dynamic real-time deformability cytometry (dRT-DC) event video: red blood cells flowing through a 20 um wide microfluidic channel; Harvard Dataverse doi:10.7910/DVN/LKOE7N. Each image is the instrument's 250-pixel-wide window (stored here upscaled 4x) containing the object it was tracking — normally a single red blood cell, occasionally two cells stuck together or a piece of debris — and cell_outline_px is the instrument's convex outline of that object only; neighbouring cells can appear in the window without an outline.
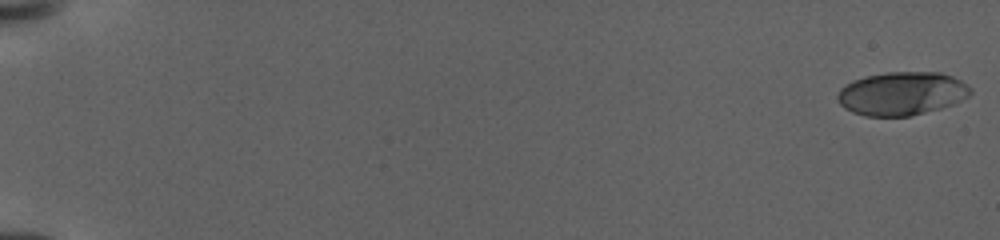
{"species": "human", "species_latin": "Homo sapiens", "temperature_condition": "warm", "stored_images_in_passage": 34, "camera_frame_rate_fps": 3000, "um_per_image_px": 0.085, "donor": {"sex": "female"}, "frame": {"image": 1, "passage_image": 1, "time_ms": 0.0, "image_size_px": [1000, 240], "cell_outline_px": [[972, 92], [968, 96], [952, 104], [940, 108], [912, 116], [864, 116], [852, 112], [844, 108], [836, 100], [836, 96], [840, 88], [844, 84], [852, 80], [864, 76], [888, 72], [940, 72], [952, 76], [968, 84], [972, 88]], "centroid_in_image_um": [76.62, 7.94], "position_along_channel_um": 8.4, "area_um2": 33.93}}
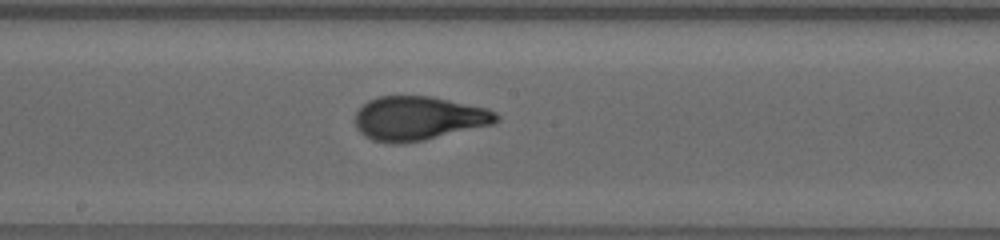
{"frame": {"image": 2, "passage_image": 19, "time_ms": 14.0, "image_size_px": [1000, 240], "cell_outline_px": [[500, 120], [492, 124], [424, 140], [400, 144], [396, 144], [372, 140], [364, 136], [356, 128], [356, 112], [368, 100], [376, 96], [432, 96], [488, 108], [496, 112], [500, 116]], "centroid_in_image_um": [35.58, 10.05], "position_along_channel_um": 212.6, "area_um2": 36.3}}
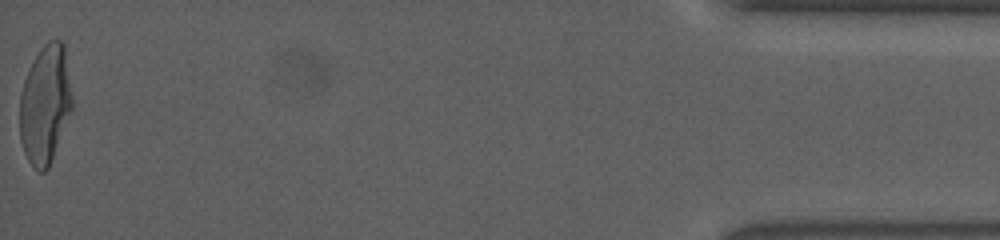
{"frame": {"image": 3, "passage_image": 34, "time_ms": 24.333, "image_size_px": [1000, 240], "cell_outline_px": [[72, 108], [48, 168], [44, 172], [40, 172], [28, 160], [24, 152], [20, 140], [20, 96], [24, 80], [40, 48], [48, 40], [60, 40], [64, 44], [72, 96]], "centroid_in_image_um": [3.83, 8.86], "position_along_channel_um": 431.4, "area_um2": 35.72}, "authors_computed_cell_mechanics": {"area_um2": 35.0557, "velocity_mm_per_s": 2.9148, "shape_relaxation_time_tau1_ms": 6.4734, "shape_relaxation_time_tau2_ms": null, "deformation_change_tau1": 0.2491, "deformation_change_tau2": null}}